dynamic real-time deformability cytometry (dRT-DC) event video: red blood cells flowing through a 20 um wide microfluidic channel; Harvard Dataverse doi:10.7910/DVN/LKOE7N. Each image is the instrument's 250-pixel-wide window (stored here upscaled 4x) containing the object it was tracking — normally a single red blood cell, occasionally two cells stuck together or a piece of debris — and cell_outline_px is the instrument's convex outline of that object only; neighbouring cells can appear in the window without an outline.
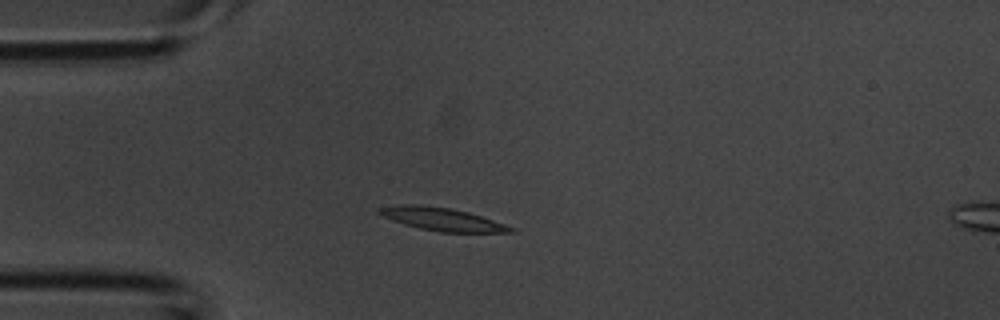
{"species": "common noctule bat (a hibernating species)", "species_latin": "Nyctalus noctula", "temperature_condition": "room temperature", "stored_images_in_passage": 4, "camera_frame_rate_fps": 3000, "um_per_image_px": 0.085, "animal": {"sex": "male", "body_mass_g": 20.1, "forearm_length_mm": 53.5}, "frame": {"image": 1, "passage_image": 3, "time_ms": 0.667, "image_size_px": [1000, 320], "cell_outline_px": [[516, 232], [440, 232], [420, 228], [404, 224], [392, 220], [376, 212], [376, 208], [400, 204], [420, 204], [452, 208], [468, 212], [516, 228]], "centroid_in_image_um": [37.54, 18.62], "position_along_channel_um": 47.5, "area_um2": 17.57}}